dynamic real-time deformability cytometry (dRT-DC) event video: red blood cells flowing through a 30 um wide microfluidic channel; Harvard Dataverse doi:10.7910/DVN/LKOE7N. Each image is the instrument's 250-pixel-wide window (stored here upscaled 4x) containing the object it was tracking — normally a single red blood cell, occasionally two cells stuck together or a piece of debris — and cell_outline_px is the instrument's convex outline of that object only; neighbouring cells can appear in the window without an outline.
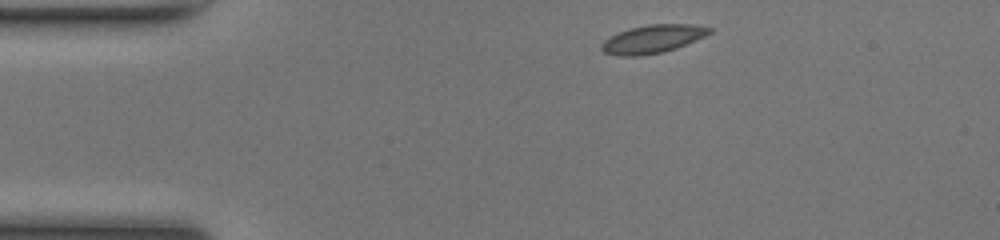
{"species": "common noctule bat (a hibernating species)", "species_latin": "Nyctalus noctula", "temperature_condition": "room temperature", "stored_images_in_passage": 42, "camera_frame_rate_fps": 3000, "um_per_image_px": 0.085, "animal": {"sex": "female", "body_mass_g": 17.0, "forearm_length_mm": 48.0}, "frame": {"image": 1, "passage_image": 1, "time_ms": 0.0, "image_size_px": [1000, 240], "cell_outline_px": [[712, 32], [696, 40], [676, 48], [664, 52], [636, 56], [616, 56], [604, 52], [600, 48], [600, 44], [608, 36], [628, 28], [648, 24], [692, 24], [712, 28]], "centroid_in_image_um": [55.43, 3.31], "position_along_channel_um": 29.6, "area_um2": 17.92}}
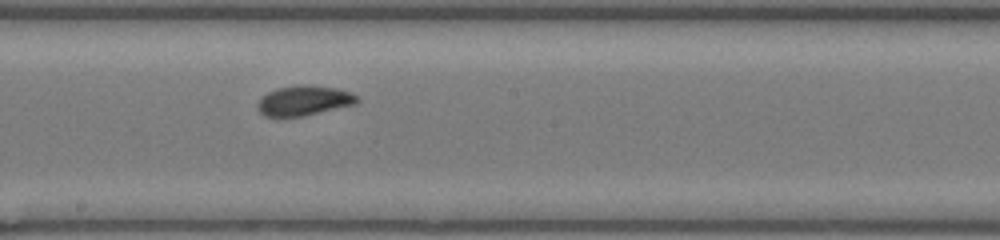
{"frame": {"image": 2, "passage_image": 19, "time_ms": 6.0, "image_size_px": [1000, 240], "cell_outline_px": [[360, 100], [356, 104], [304, 116], [264, 116], [256, 108], [256, 104], [268, 92], [276, 88], [300, 84], [336, 88], [348, 92], [356, 96]], "centroid_in_image_um": [25.82, 8.55], "position_along_channel_um": 222.4, "area_um2": 17.22}}
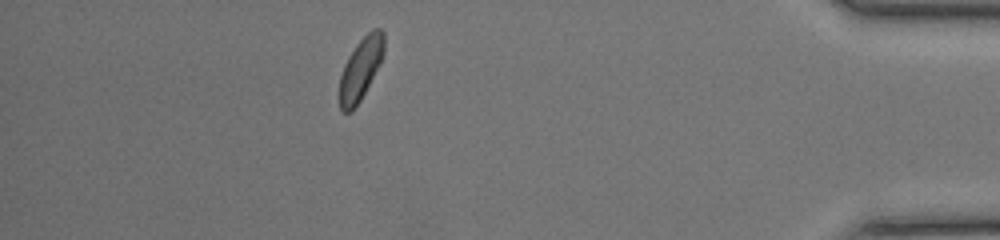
{"frame": {"image": 3, "passage_image": 36, "time_ms": 11.667, "image_size_px": [1000, 240], "cell_outline_px": [[384, 52], [380, 64], [360, 100], [352, 112], [340, 112], [336, 96], [340, 76], [344, 64], [348, 56], [356, 44], [372, 28], [380, 28], [384, 32]], "centroid_in_image_um": [30.6, 5.91], "position_along_channel_um": 404.6, "area_um2": 16.59}, "authors_computed_cell_mechanics": {"area_um2": 16.9643, "velocity_mm_per_s": 4.1365, "shape_relaxation_time_tau1_ms": 5.6853, "shape_relaxation_time_tau2_ms": 2.0393, "deformation_change_tau1": 0.1515, "deformation_change_tau2": 0.0644}}